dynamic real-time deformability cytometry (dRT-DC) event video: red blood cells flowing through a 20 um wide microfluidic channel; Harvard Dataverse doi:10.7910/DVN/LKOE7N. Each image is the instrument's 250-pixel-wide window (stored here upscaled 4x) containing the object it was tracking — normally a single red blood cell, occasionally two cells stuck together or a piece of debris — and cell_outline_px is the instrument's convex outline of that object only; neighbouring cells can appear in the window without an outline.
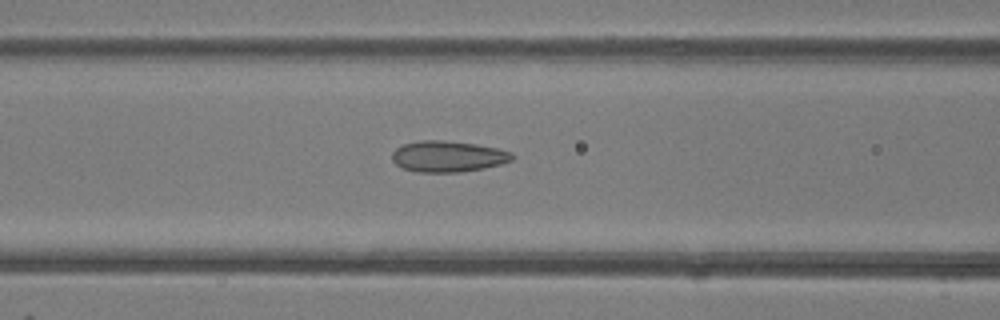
{"species": "common noctule bat (a hibernating species)", "species_latin": "Nyctalus noctula", "temperature_condition": "room temperature", "stored_images_in_passage": 29, "camera_frame_rate_fps": 3000, "um_per_image_px": 0.085, "animal": {"sex": "female"}, "frame": {"image": 1, "passage_image": 7, "time_ms": 2.0, "image_size_px": [1000, 320], "cell_outline_px": [[516, 156], [512, 160], [500, 164], [484, 168], [460, 172], [416, 172], [400, 168], [392, 160], [392, 152], [396, 148], [404, 144], [424, 140], [444, 140], [476, 144], [496, 148], [512, 152]], "centroid_in_image_um": [38.07, 13.3], "position_along_channel_um": 128.5, "area_um2": 21.85}}
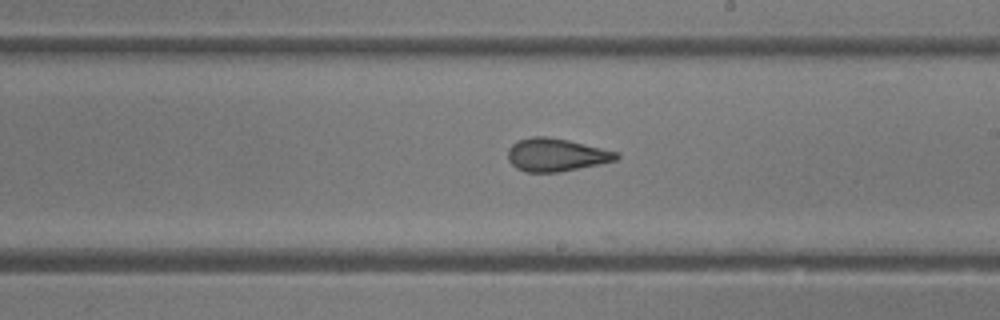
{"frame": {"image": 2, "passage_image": 15, "time_ms": 4.667, "image_size_px": [1000, 320], "cell_outline_px": [[620, 156], [616, 160], [600, 164], [560, 172], [524, 172], [516, 168], [508, 160], [508, 148], [512, 144], [520, 140], [532, 136], [544, 136], [568, 140], [620, 152]], "centroid_in_image_um": [47.28, 13.17], "position_along_channel_um": 241.7, "area_um2": 20.92}}
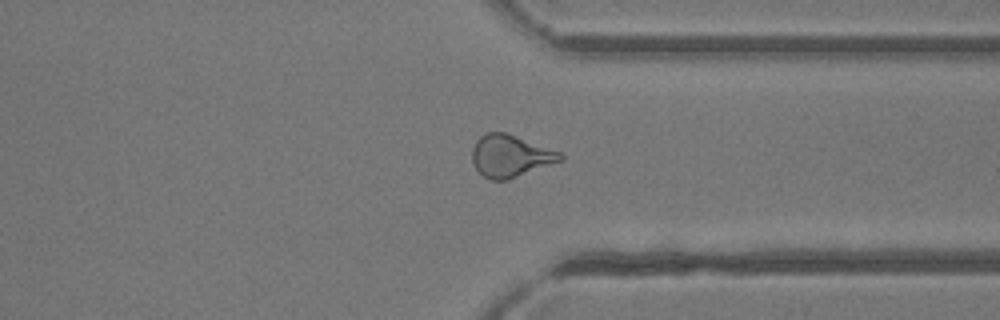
{"frame": {"image": 3, "passage_image": 24, "time_ms": 7.667, "image_size_px": [1000, 320], "cell_outline_px": [[564, 160], [508, 180], [492, 180], [484, 176], [472, 164], [472, 148], [476, 140], [480, 136], [488, 132], [508, 132], [560, 152], [564, 156]], "centroid_in_image_um": [43.39, 13.25], "position_along_channel_um": 368.0, "area_um2": 21.85}}